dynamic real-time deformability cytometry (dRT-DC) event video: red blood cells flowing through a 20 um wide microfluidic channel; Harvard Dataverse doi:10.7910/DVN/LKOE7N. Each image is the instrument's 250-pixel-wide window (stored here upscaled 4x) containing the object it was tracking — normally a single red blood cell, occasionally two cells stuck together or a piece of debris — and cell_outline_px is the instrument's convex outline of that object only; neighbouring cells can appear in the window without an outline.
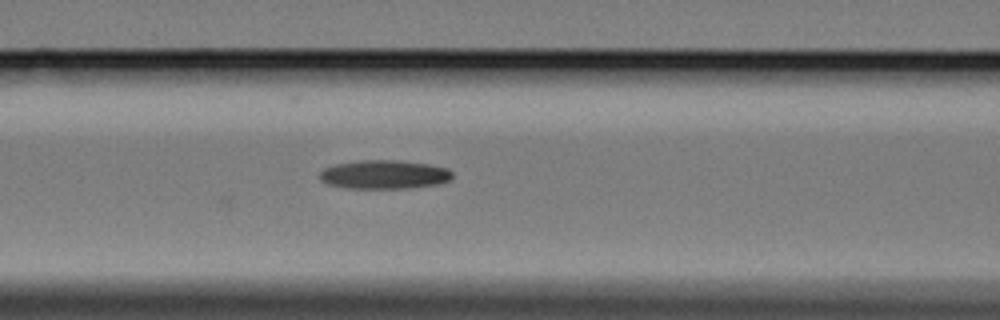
{"species": "Egyptian fruit bat (a non-hibernating species)", "species_latin": "Rousettus aegyptiacus", "temperature_condition": "cold", "stored_images_in_passage": 5, "camera_frame_rate_fps": 3000, "um_per_image_px": 0.085, "animal": {"sex": "female"}, "frame": {"image": 1, "passage_image": 5, "time_ms": 4.667, "image_size_px": [1000, 320], "cell_outline_px": [[452, 176], [448, 180], [440, 184], [412, 188], [348, 188], [328, 184], [320, 180], [320, 172], [324, 168], [336, 164], [360, 160], [396, 160], [428, 164], [448, 168], [452, 172]], "centroid_in_image_um": [32.67, 14.83], "position_along_channel_um": 133.9, "area_um2": 22.25}}